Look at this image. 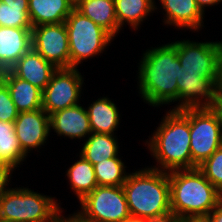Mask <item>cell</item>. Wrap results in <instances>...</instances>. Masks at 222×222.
<instances>
[{
    "instance_id": "obj_22",
    "label": "cell",
    "mask_w": 222,
    "mask_h": 222,
    "mask_svg": "<svg viewBox=\"0 0 222 222\" xmlns=\"http://www.w3.org/2000/svg\"><path fill=\"white\" fill-rule=\"evenodd\" d=\"M117 23L120 28L127 23L137 30L150 13L157 10L155 0H114ZM145 18V19H144Z\"/></svg>"
},
{
    "instance_id": "obj_27",
    "label": "cell",
    "mask_w": 222,
    "mask_h": 222,
    "mask_svg": "<svg viewBox=\"0 0 222 222\" xmlns=\"http://www.w3.org/2000/svg\"><path fill=\"white\" fill-rule=\"evenodd\" d=\"M0 26L15 28H32L28 7H11L1 2Z\"/></svg>"
},
{
    "instance_id": "obj_40",
    "label": "cell",
    "mask_w": 222,
    "mask_h": 222,
    "mask_svg": "<svg viewBox=\"0 0 222 222\" xmlns=\"http://www.w3.org/2000/svg\"><path fill=\"white\" fill-rule=\"evenodd\" d=\"M71 3L75 6L76 4H78L81 0H70Z\"/></svg>"
},
{
    "instance_id": "obj_5",
    "label": "cell",
    "mask_w": 222,
    "mask_h": 222,
    "mask_svg": "<svg viewBox=\"0 0 222 222\" xmlns=\"http://www.w3.org/2000/svg\"><path fill=\"white\" fill-rule=\"evenodd\" d=\"M70 50V68H77L82 60L101 54L114 37L75 8L65 20Z\"/></svg>"
},
{
    "instance_id": "obj_38",
    "label": "cell",
    "mask_w": 222,
    "mask_h": 222,
    "mask_svg": "<svg viewBox=\"0 0 222 222\" xmlns=\"http://www.w3.org/2000/svg\"><path fill=\"white\" fill-rule=\"evenodd\" d=\"M179 222H208L205 217H196V218H182L179 219Z\"/></svg>"
},
{
    "instance_id": "obj_32",
    "label": "cell",
    "mask_w": 222,
    "mask_h": 222,
    "mask_svg": "<svg viewBox=\"0 0 222 222\" xmlns=\"http://www.w3.org/2000/svg\"><path fill=\"white\" fill-rule=\"evenodd\" d=\"M217 116L218 122L222 129V92L216 91L213 103L209 107Z\"/></svg>"
},
{
    "instance_id": "obj_21",
    "label": "cell",
    "mask_w": 222,
    "mask_h": 222,
    "mask_svg": "<svg viewBox=\"0 0 222 222\" xmlns=\"http://www.w3.org/2000/svg\"><path fill=\"white\" fill-rule=\"evenodd\" d=\"M92 133L114 135L120 121L119 110L108 97L98 98L87 109Z\"/></svg>"
},
{
    "instance_id": "obj_10",
    "label": "cell",
    "mask_w": 222,
    "mask_h": 222,
    "mask_svg": "<svg viewBox=\"0 0 222 222\" xmlns=\"http://www.w3.org/2000/svg\"><path fill=\"white\" fill-rule=\"evenodd\" d=\"M219 72H190L179 68L178 105L174 110L210 107L215 98ZM181 102V103H180Z\"/></svg>"
},
{
    "instance_id": "obj_15",
    "label": "cell",
    "mask_w": 222,
    "mask_h": 222,
    "mask_svg": "<svg viewBox=\"0 0 222 222\" xmlns=\"http://www.w3.org/2000/svg\"><path fill=\"white\" fill-rule=\"evenodd\" d=\"M77 104L50 115V128L57 135L82 139L92 133L87 108Z\"/></svg>"
},
{
    "instance_id": "obj_37",
    "label": "cell",
    "mask_w": 222,
    "mask_h": 222,
    "mask_svg": "<svg viewBox=\"0 0 222 222\" xmlns=\"http://www.w3.org/2000/svg\"><path fill=\"white\" fill-rule=\"evenodd\" d=\"M120 222H154L152 220H149L147 218H141L138 216L129 215L127 218Z\"/></svg>"
},
{
    "instance_id": "obj_20",
    "label": "cell",
    "mask_w": 222,
    "mask_h": 222,
    "mask_svg": "<svg viewBox=\"0 0 222 222\" xmlns=\"http://www.w3.org/2000/svg\"><path fill=\"white\" fill-rule=\"evenodd\" d=\"M74 8L104 28L114 38L121 30L117 23L114 0H81Z\"/></svg>"
},
{
    "instance_id": "obj_3",
    "label": "cell",
    "mask_w": 222,
    "mask_h": 222,
    "mask_svg": "<svg viewBox=\"0 0 222 222\" xmlns=\"http://www.w3.org/2000/svg\"><path fill=\"white\" fill-rule=\"evenodd\" d=\"M122 187L130 215L154 222L173 218L169 172L145 167L128 174Z\"/></svg>"
},
{
    "instance_id": "obj_4",
    "label": "cell",
    "mask_w": 222,
    "mask_h": 222,
    "mask_svg": "<svg viewBox=\"0 0 222 222\" xmlns=\"http://www.w3.org/2000/svg\"><path fill=\"white\" fill-rule=\"evenodd\" d=\"M172 217H206L222 201V194L196 167L169 172Z\"/></svg>"
},
{
    "instance_id": "obj_25",
    "label": "cell",
    "mask_w": 222,
    "mask_h": 222,
    "mask_svg": "<svg viewBox=\"0 0 222 222\" xmlns=\"http://www.w3.org/2000/svg\"><path fill=\"white\" fill-rule=\"evenodd\" d=\"M26 156L16 136L13 123L0 121V162L15 170Z\"/></svg>"
},
{
    "instance_id": "obj_6",
    "label": "cell",
    "mask_w": 222,
    "mask_h": 222,
    "mask_svg": "<svg viewBox=\"0 0 222 222\" xmlns=\"http://www.w3.org/2000/svg\"><path fill=\"white\" fill-rule=\"evenodd\" d=\"M59 207L54 198L29 188H12L0 199V220L7 222H51Z\"/></svg>"
},
{
    "instance_id": "obj_8",
    "label": "cell",
    "mask_w": 222,
    "mask_h": 222,
    "mask_svg": "<svg viewBox=\"0 0 222 222\" xmlns=\"http://www.w3.org/2000/svg\"><path fill=\"white\" fill-rule=\"evenodd\" d=\"M79 202L90 222H120L130 215L122 186L98 185Z\"/></svg>"
},
{
    "instance_id": "obj_9",
    "label": "cell",
    "mask_w": 222,
    "mask_h": 222,
    "mask_svg": "<svg viewBox=\"0 0 222 222\" xmlns=\"http://www.w3.org/2000/svg\"><path fill=\"white\" fill-rule=\"evenodd\" d=\"M83 76L77 68H58L42 93V109L51 115L79 104Z\"/></svg>"
},
{
    "instance_id": "obj_30",
    "label": "cell",
    "mask_w": 222,
    "mask_h": 222,
    "mask_svg": "<svg viewBox=\"0 0 222 222\" xmlns=\"http://www.w3.org/2000/svg\"><path fill=\"white\" fill-rule=\"evenodd\" d=\"M13 171L12 167L0 162V199L11 189V187L8 188L6 186L9 185Z\"/></svg>"
},
{
    "instance_id": "obj_39",
    "label": "cell",
    "mask_w": 222,
    "mask_h": 222,
    "mask_svg": "<svg viewBox=\"0 0 222 222\" xmlns=\"http://www.w3.org/2000/svg\"><path fill=\"white\" fill-rule=\"evenodd\" d=\"M160 222H179V220L175 219V218H171V219H168V220H165V221H160Z\"/></svg>"
},
{
    "instance_id": "obj_13",
    "label": "cell",
    "mask_w": 222,
    "mask_h": 222,
    "mask_svg": "<svg viewBox=\"0 0 222 222\" xmlns=\"http://www.w3.org/2000/svg\"><path fill=\"white\" fill-rule=\"evenodd\" d=\"M13 125L21 148L27 155L31 150L44 146L51 130L50 115L42 108L20 112Z\"/></svg>"
},
{
    "instance_id": "obj_1",
    "label": "cell",
    "mask_w": 222,
    "mask_h": 222,
    "mask_svg": "<svg viewBox=\"0 0 222 222\" xmlns=\"http://www.w3.org/2000/svg\"><path fill=\"white\" fill-rule=\"evenodd\" d=\"M143 53L138 67L139 94L144 102L158 107L178 101L177 76L181 63L171 42Z\"/></svg>"
},
{
    "instance_id": "obj_17",
    "label": "cell",
    "mask_w": 222,
    "mask_h": 222,
    "mask_svg": "<svg viewBox=\"0 0 222 222\" xmlns=\"http://www.w3.org/2000/svg\"><path fill=\"white\" fill-rule=\"evenodd\" d=\"M165 10L164 23L198 31L203 26L204 13L195 0H159Z\"/></svg>"
},
{
    "instance_id": "obj_29",
    "label": "cell",
    "mask_w": 222,
    "mask_h": 222,
    "mask_svg": "<svg viewBox=\"0 0 222 222\" xmlns=\"http://www.w3.org/2000/svg\"><path fill=\"white\" fill-rule=\"evenodd\" d=\"M19 112L10 96L7 86L0 83V121L14 123Z\"/></svg>"
},
{
    "instance_id": "obj_16",
    "label": "cell",
    "mask_w": 222,
    "mask_h": 222,
    "mask_svg": "<svg viewBox=\"0 0 222 222\" xmlns=\"http://www.w3.org/2000/svg\"><path fill=\"white\" fill-rule=\"evenodd\" d=\"M57 69L31 48L9 70L16 77L30 82L43 91Z\"/></svg>"
},
{
    "instance_id": "obj_11",
    "label": "cell",
    "mask_w": 222,
    "mask_h": 222,
    "mask_svg": "<svg viewBox=\"0 0 222 222\" xmlns=\"http://www.w3.org/2000/svg\"><path fill=\"white\" fill-rule=\"evenodd\" d=\"M32 48L57 68H70L68 32L64 22L32 27Z\"/></svg>"
},
{
    "instance_id": "obj_7",
    "label": "cell",
    "mask_w": 222,
    "mask_h": 222,
    "mask_svg": "<svg viewBox=\"0 0 222 222\" xmlns=\"http://www.w3.org/2000/svg\"><path fill=\"white\" fill-rule=\"evenodd\" d=\"M222 146V129L209 107L190 108V153L198 167Z\"/></svg>"
},
{
    "instance_id": "obj_18",
    "label": "cell",
    "mask_w": 222,
    "mask_h": 222,
    "mask_svg": "<svg viewBox=\"0 0 222 222\" xmlns=\"http://www.w3.org/2000/svg\"><path fill=\"white\" fill-rule=\"evenodd\" d=\"M2 82L7 86L18 112L35 111L42 108V93L30 82L16 77L10 70L1 72Z\"/></svg>"
},
{
    "instance_id": "obj_19",
    "label": "cell",
    "mask_w": 222,
    "mask_h": 222,
    "mask_svg": "<svg viewBox=\"0 0 222 222\" xmlns=\"http://www.w3.org/2000/svg\"><path fill=\"white\" fill-rule=\"evenodd\" d=\"M73 9L70 0H28L32 27L63 23Z\"/></svg>"
},
{
    "instance_id": "obj_35",
    "label": "cell",
    "mask_w": 222,
    "mask_h": 222,
    "mask_svg": "<svg viewBox=\"0 0 222 222\" xmlns=\"http://www.w3.org/2000/svg\"><path fill=\"white\" fill-rule=\"evenodd\" d=\"M11 7H28V0H1Z\"/></svg>"
},
{
    "instance_id": "obj_36",
    "label": "cell",
    "mask_w": 222,
    "mask_h": 222,
    "mask_svg": "<svg viewBox=\"0 0 222 222\" xmlns=\"http://www.w3.org/2000/svg\"><path fill=\"white\" fill-rule=\"evenodd\" d=\"M217 89L218 91L222 92V44H221V50H220V56H219V76H218V82H217Z\"/></svg>"
},
{
    "instance_id": "obj_28",
    "label": "cell",
    "mask_w": 222,
    "mask_h": 222,
    "mask_svg": "<svg viewBox=\"0 0 222 222\" xmlns=\"http://www.w3.org/2000/svg\"><path fill=\"white\" fill-rule=\"evenodd\" d=\"M205 178L222 194V146L198 166Z\"/></svg>"
},
{
    "instance_id": "obj_23",
    "label": "cell",
    "mask_w": 222,
    "mask_h": 222,
    "mask_svg": "<svg viewBox=\"0 0 222 222\" xmlns=\"http://www.w3.org/2000/svg\"><path fill=\"white\" fill-rule=\"evenodd\" d=\"M119 146L116 136L91 133L83 143L80 155L92 165L118 155Z\"/></svg>"
},
{
    "instance_id": "obj_34",
    "label": "cell",
    "mask_w": 222,
    "mask_h": 222,
    "mask_svg": "<svg viewBox=\"0 0 222 222\" xmlns=\"http://www.w3.org/2000/svg\"><path fill=\"white\" fill-rule=\"evenodd\" d=\"M200 10L204 13L207 6L218 5L222 0H195Z\"/></svg>"
},
{
    "instance_id": "obj_2",
    "label": "cell",
    "mask_w": 222,
    "mask_h": 222,
    "mask_svg": "<svg viewBox=\"0 0 222 222\" xmlns=\"http://www.w3.org/2000/svg\"><path fill=\"white\" fill-rule=\"evenodd\" d=\"M146 142L157 162L158 167L151 166L153 169L170 172L197 167L190 153V108L166 112Z\"/></svg>"
},
{
    "instance_id": "obj_24",
    "label": "cell",
    "mask_w": 222,
    "mask_h": 222,
    "mask_svg": "<svg viewBox=\"0 0 222 222\" xmlns=\"http://www.w3.org/2000/svg\"><path fill=\"white\" fill-rule=\"evenodd\" d=\"M78 156L80 159L69 167L66 176L72 191L77 199L81 201L98 186V183L93 165L83 156Z\"/></svg>"
},
{
    "instance_id": "obj_33",
    "label": "cell",
    "mask_w": 222,
    "mask_h": 222,
    "mask_svg": "<svg viewBox=\"0 0 222 222\" xmlns=\"http://www.w3.org/2000/svg\"><path fill=\"white\" fill-rule=\"evenodd\" d=\"M205 218L208 222H222V201Z\"/></svg>"
},
{
    "instance_id": "obj_12",
    "label": "cell",
    "mask_w": 222,
    "mask_h": 222,
    "mask_svg": "<svg viewBox=\"0 0 222 222\" xmlns=\"http://www.w3.org/2000/svg\"><path fill=\"white\" fill-rule=\"evenodd\" d=\"M177 47V56L182 71L219 72V56L222 42H172Z\"/></svg>"
},
{
    "instance_id": "obj_31",
    "label": "cell",
    "mask_w": 222,
    "mask_h": 222,
    "mask_svg": "<svg viewBox=\"0 0 222 222\" xmlns=\"http://www.w3.org/2000/svg\"><path fill=\"white\" fill-rule=\"evenodd\" d=\"M61 207H58L54 212L51 222H90L79 210L78 212H74L68 217L62 216L61 213L63 212Z\"/></svg>"
},
{
    "instance_id": "obj_26",
    "label": "cell",
    "mask_w": 222,
    "mask_h": 222,
    "mask_svg": "<svg viewBox=\"0 0 222 222\" xmlns=\"http://www.w3.org/2000/svg\"><path fill=\"white\" fill-rule=\"evenodd\" d=\"M118 156L93 165L99 186H122L125 183L129 173H126V166Z\"/></svg>"
},
{
    "instance_id": "obj_14",
    "label": "cell",
    "mask_w": 222,
    "mask_h": 222,
    "mask_svg": "<svg viewBox=\"0 0 222 222\" xmlns=\"http://www.w3.org/2000/svg\"><path fill=\"white\" fill-rule=\"evenodd\" d=\"M32 48V28L0 26V72L9 70Z\"/></svg>"
}]
</instances>
